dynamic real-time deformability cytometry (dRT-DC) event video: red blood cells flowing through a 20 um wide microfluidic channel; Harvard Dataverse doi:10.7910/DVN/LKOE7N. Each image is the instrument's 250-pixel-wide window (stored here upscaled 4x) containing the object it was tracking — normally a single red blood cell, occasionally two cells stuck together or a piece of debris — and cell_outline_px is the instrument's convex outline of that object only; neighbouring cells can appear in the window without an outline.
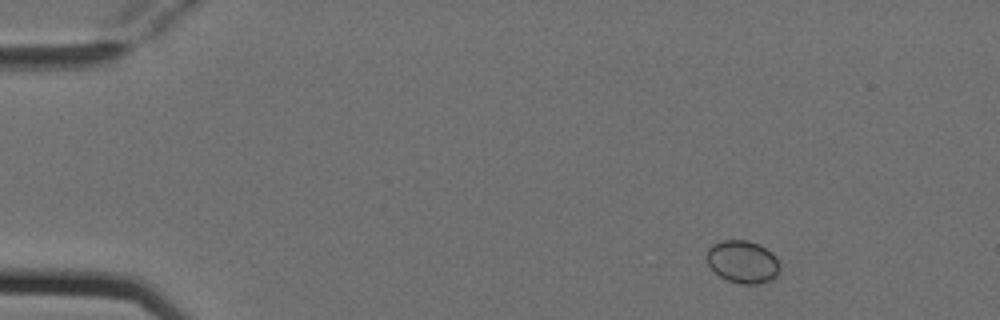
{"species": "Egyptian fruit bat (a non-hibernating species)", "species_latin": "Rousettus aegyptiacus", "temperature_condition": "cold", "stored_images_in_passage": 4, "camera_frame_rate_fps": 3000, "um_per_image_px": 0.085, "animal": {"sex": "female"}, "frame": {"image": 1, "passage_image": 1, "time_ms": 0.0, "image_size_px": [1000, 320], "cell_outline_px": [[780, 268], [776, 276], [768, 280], [756, 284], [740, 284], [728, 280], [720, 276], [708, 264], [704, 256], [708, 248], [712, 244], [720, 240], [748, 240], [760, 244], [772, 252], [780, 264]], "centroid_in_image_um": [63.1, 22.22], "position_along_channel_um": 21.9, "area_um2": 18.32}}